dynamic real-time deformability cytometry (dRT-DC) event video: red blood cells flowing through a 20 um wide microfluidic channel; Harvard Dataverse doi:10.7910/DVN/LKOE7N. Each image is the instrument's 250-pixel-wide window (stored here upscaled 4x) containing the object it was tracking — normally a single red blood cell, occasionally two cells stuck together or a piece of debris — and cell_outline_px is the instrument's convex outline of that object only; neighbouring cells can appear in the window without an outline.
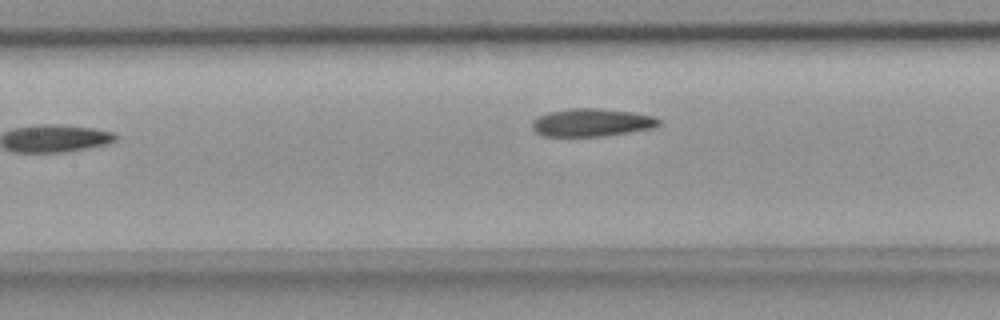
{"species": "common noctule bat (a hibernating species)", "species_latin": "Nyctalus noctula", "temperature_condition": "room temperature", "stored_images_in_passage": 6, "camera_frame_rate_fps": 3000, "um_per_image_px": 0.085, "animal": {"sex": "female", "body_mass_g": 18.4}, "frame": {"image": 1, "passage_image": 5, "time_ms": 1.333, "image_size_px": [1000, 320], "cell_outline_px": [[660, 124], [656, 128], [604, 136], [544, 136], [536, 132], [532, 128], [532, 120], [548, 112], [568, 108], [600, 108], [636, 112], [656, 116], [660, 120]], "centroid_in_image_um": [50.35, 10.4], "position_along_channel_um": 157.1, "area_um2": 20.92}}
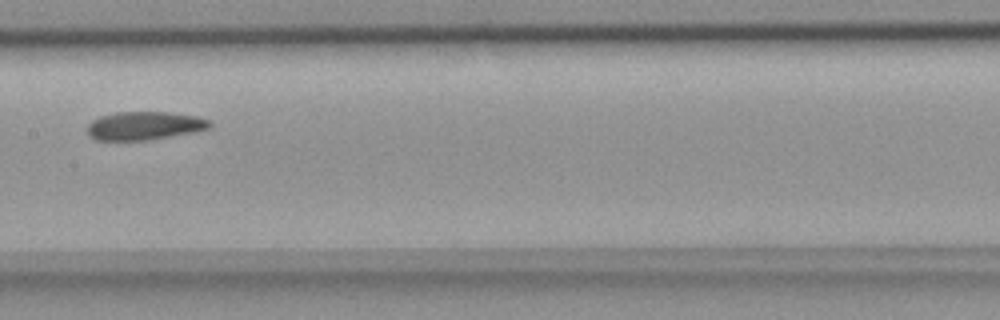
{"frame": {"image": 2, "passage_image": 6, "time_ms": 1.667, "image_size_px": [1000, 320], "cell_outline_px": [[212, 128], [196, 132], [148, 140], [96, 140], [88, 136], [84, 128], [92, 120], [100, 116], [116, 112], [168, 112], [196, 116], [208, 120], [212, 124]], "centroid_in_image_um": [12.25, 10.69], "position_along_channel_um": 195.2, "area_um2": 20.52}}